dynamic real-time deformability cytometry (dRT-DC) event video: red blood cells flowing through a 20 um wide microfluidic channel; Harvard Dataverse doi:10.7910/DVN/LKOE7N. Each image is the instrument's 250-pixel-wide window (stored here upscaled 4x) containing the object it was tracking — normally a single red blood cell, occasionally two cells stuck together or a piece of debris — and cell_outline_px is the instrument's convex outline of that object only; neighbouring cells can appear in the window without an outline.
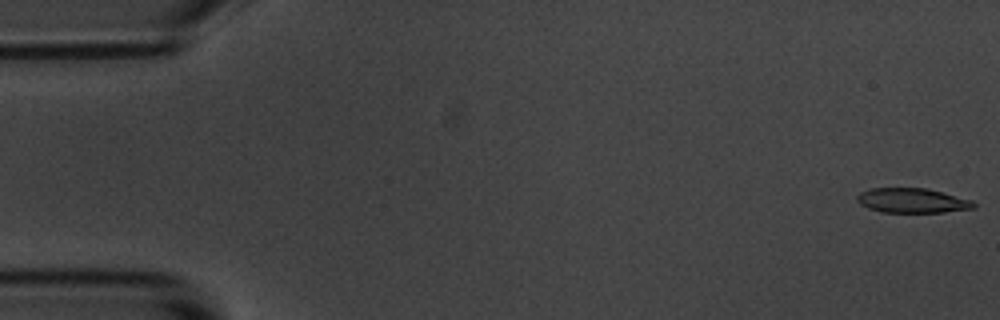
{"species": "common noctule bat (a hibernating species)", "species_latin": "Nyctalus noctula", "temperature_condition": "room temperature", "stored_images_in_passage": 6, "camera_frame_rate_fps": 3000, "um_per_image_px": 0.085, "animal": {"sex": "male", "body_mass_g": 20.1, "forearm_length_mm": 53.5}, "frame": {"image": 1, "passage_image": 1, "time_ms": 0.0, "image_size_px": [1000, 320], "cell_outline_px": [[976, 208], [944, 212], [880, 212], [868, 208], [860, 204], [856, 200], [856, 196], [860, 192], [868, 188], [928, 188], [972, 200], [976, 204]], "centroid_in_image_um": [77.53, 17.04], "position_along_channel_um": 7.5, "area_um2": 16.94}}
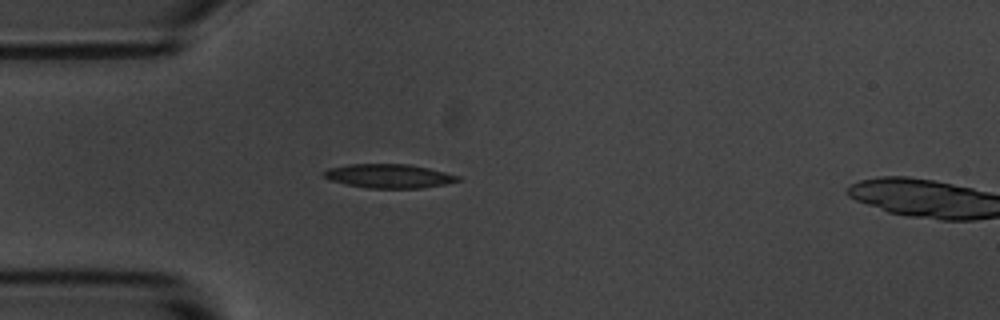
{"frame": {"image": 2, "passage_image": 5, "time_ms": 1.333, "image_size_px": [1000, 320], "cell_outline_px": [[460, 180], [444, 184], [420, 188], [368, 188], [328, 180], [320, 172], [328, 168], [348, 164], [408, 164], [428, 168], [460, 176]], "centroid_in_image_um": [33.0, 14.95], "position_along_channel_um": 52.0, "area_um2": 18.61}}